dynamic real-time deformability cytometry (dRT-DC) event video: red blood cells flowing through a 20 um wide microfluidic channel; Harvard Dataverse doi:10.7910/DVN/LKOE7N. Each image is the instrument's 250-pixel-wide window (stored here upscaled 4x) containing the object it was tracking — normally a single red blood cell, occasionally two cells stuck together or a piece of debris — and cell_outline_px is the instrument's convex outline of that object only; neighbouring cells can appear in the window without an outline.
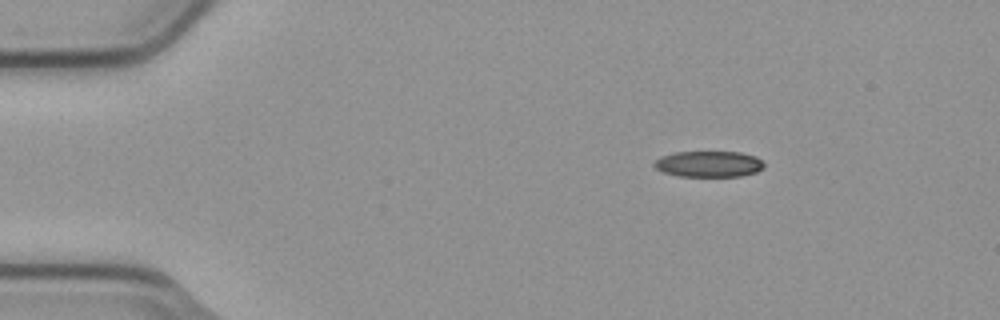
{"species": "common noctule bat (a hibernating species)", "species_latin": "Nyctalus noctula", "temperature_condition": "cold", "stored_images_in_passage": 3, "camera_frame_rate_fps": 3000, "um_per_image_px": 0.085, "animal": {"sex": "male", "body_mass_g": 23.1, "forearm_length_mm": 52.7}, "frame": {"image": 1, "passage_image": 1, "time_ms": 0.0, "image_size_px": [1000, 320], "cell_outline_px": [[764, 168], [756, 172], [740, 176], [680, 176], [664, 172], [656, 168], [652, 164], [656, 160], [664, 156], [676, 152], [740, 152], [756, 156], [764, 164]], "centroid_in_image_um": [60.28, 13.94], "position_along_channel_um": 24.7, "area_um2": 16.47}}
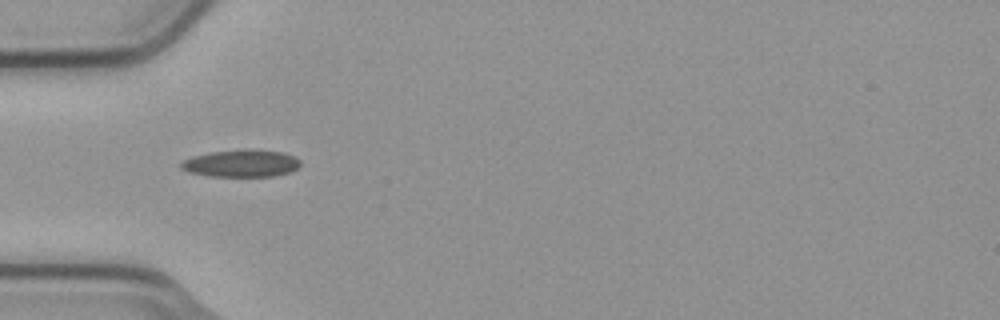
{"frame": {"image": 2, "passage_image": 3, "time_ms": 0.667, "image_size_px": [1000, 320], "cell_outline_px": [[300, 164], [296, 168], [288, 172], [272, 176], [208, 176], [188, 172], [180, 168], [180, 164], [184, 160], [192, 156], [212, 152], [284, 152], [296, 156], [300, 160]], "centroid_in_image_um": [20.47, 13.93], "position_along_channel_um": 64.5, "area_um2": 18.03}}